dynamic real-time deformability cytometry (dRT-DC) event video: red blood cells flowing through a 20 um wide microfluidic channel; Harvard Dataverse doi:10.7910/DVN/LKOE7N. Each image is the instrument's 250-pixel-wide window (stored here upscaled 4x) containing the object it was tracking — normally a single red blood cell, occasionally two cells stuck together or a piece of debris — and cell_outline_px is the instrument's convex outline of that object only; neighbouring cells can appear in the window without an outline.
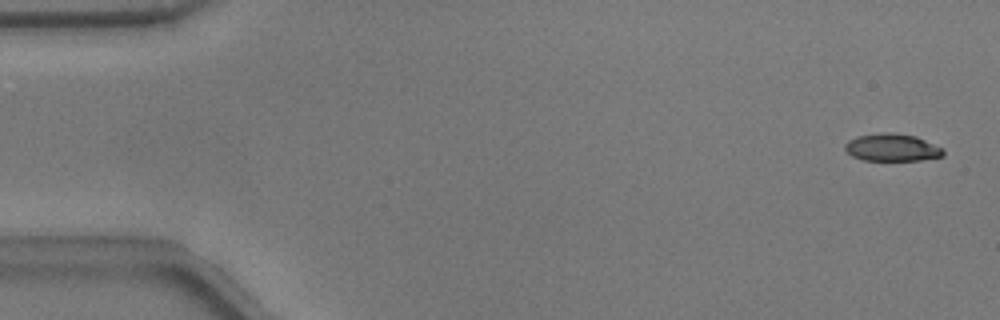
{"species": "common noctule bat (a hibernating species)", "species_latin": "Nyctalus noctula", "temperature_condition": "warm", "stored_images_in_passage": 8, "camera_frame_rate_fps": 3000, "um_per_image_px": 0.085, "animal": {"sex": "male", "body_mass_g": 17.9}, "frame": {"image": 1, "passage_image": 2, "time_ms": 0.333, "image_size_px": [1000, 320], "cell_outline_px": [[944, 156], [920, 160], [864, 160], [852, 156], [844, 148], [844, 144], [848, 140], [856, 136], [880, 132], [892, 132], [916, 136], [944, 148]], "centroid_in_image_um": [75.83, 12.52], "position_along_channel_um": 9.2, "area_um2": 15.9}}